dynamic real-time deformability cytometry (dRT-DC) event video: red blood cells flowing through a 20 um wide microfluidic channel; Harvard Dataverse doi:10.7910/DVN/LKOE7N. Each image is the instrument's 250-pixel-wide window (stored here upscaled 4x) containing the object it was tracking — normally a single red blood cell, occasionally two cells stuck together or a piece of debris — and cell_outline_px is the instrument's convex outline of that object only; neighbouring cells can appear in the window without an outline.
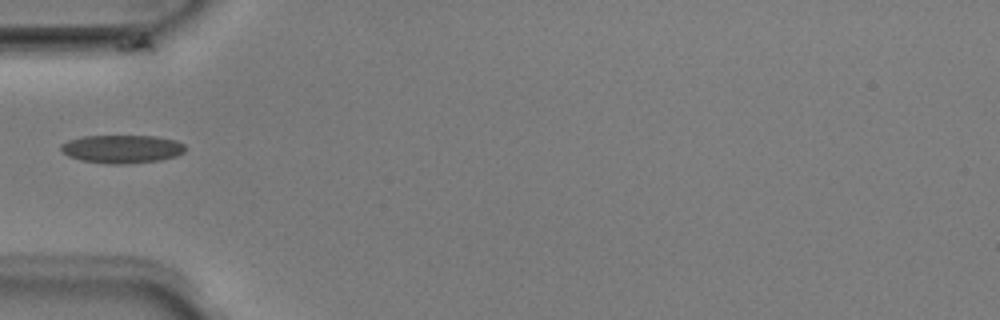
{"species": "Egyptian fruit bat (a non-hibernating species)", "species_latin": "Rousettus aegyptiacus", "temperature_condition": "room temperature", "stored_images_in_passage": 7, "camera_frame_rate_fps": 3000, "um_per_image_px": 0.085, "animal": {"sex": "male"}, "frame": {"image": 1, "passage_image": 5, "time_ms": 1.333, "image_size_px": [1000, 320], "cell_outline_px": [[188, 148], [184, 152], [176, 156], [160, 160], [124, 164], [108, 164], [80, 160], [68, 156], [60, 148], [60, 144], [68, 140], [84, 136], [156, 136], [176, 140], [184, 144]], "centroid_in_image_um": [10.39, 12.66], "position_along_channel_um": 74.6, "area_um2": 20.58}}